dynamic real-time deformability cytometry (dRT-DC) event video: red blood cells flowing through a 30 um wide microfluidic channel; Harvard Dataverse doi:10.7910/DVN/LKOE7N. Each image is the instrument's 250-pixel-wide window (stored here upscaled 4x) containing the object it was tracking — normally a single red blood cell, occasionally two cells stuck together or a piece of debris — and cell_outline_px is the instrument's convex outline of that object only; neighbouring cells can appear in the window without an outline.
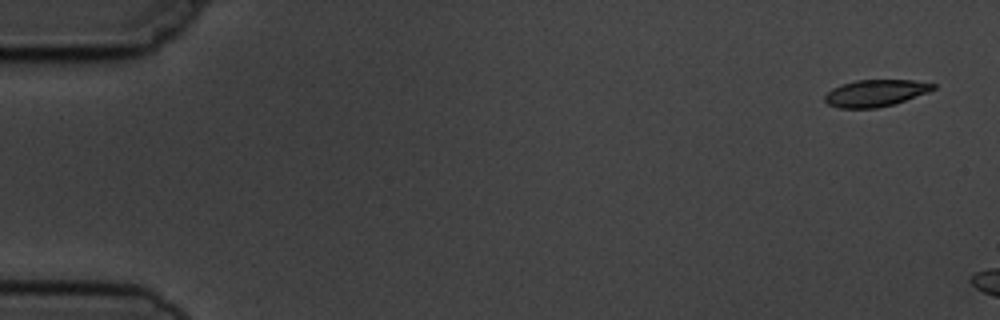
{"species": "common noctule bat (a hibernating species)", "species_latin": "Nyctalus noctula", "temperature_condition": "cold", "stored_images_in_passage": 3, "camera_frame_rate_fps": 3000, "um_per_image_px": 0.085, "animal": {"sex": "male", "body_mass_g": 19.5, "forearm_length_mm": 54.6}, "frame": {"image": 1, "passage_image": 1, "time_ms": 0.0, "image_size_px": [1000, 320], "cell_outline_px": [[936, 88], [928, 92], [892, 104], [876, 108], [840, 108], [828, 104], [824, 100], [824, 96], [832, 88], [840, 84], [856, 80], [912, 80], [936, 84]], "centroid_in_image_um": [74.38, 7.9], "position_along_channel_um": 10.6, "area_um2": 16.82}}